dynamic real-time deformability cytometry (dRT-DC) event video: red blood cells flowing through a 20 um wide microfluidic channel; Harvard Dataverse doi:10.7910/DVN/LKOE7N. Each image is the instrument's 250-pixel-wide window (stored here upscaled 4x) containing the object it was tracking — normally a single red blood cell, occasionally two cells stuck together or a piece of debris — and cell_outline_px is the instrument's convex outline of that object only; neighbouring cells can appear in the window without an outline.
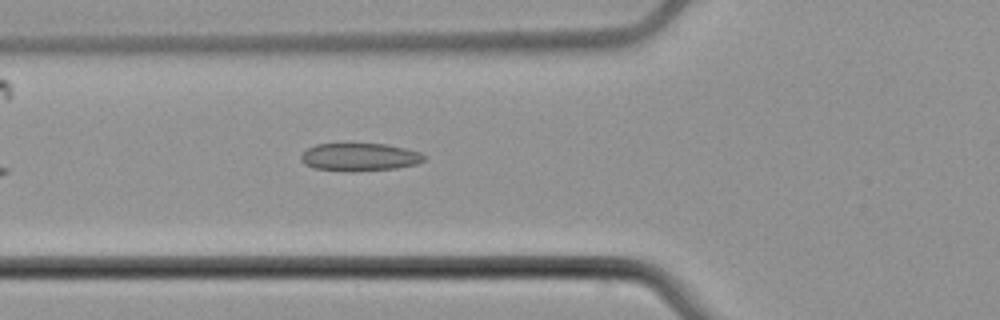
{"species": "common noctule bat (a hibernating species)", "species_latin": "Nyctalus noctula", "temperature_condition": "cold", "stored_images_in_passage": 5, "camera_frame_rate_fps": 3000, "um_per_image_px": 0.085, "animal": {"sex": "male", "body_mass_g": 21.5, "forearm_length_mm": 52.0}, "frame": {"image": 1, "passage_image": 5, "time_ms": 5.667, "image_size_px": [1000, 320], "cell_outline_px": [[428, 156], [424, 160], [416, 164], [396, 168], [352, 172], [348, 172], [312, 168], [304, 164], [300, 160], [300, 156], [308, 148], [316, 144], [348, 140], [352, 140], [388, 144], [420, 152]], "centroid_in_image_um": [30.52, 13.3], "position_along_channel_um": 95.3, "area_um2": 21.27}}